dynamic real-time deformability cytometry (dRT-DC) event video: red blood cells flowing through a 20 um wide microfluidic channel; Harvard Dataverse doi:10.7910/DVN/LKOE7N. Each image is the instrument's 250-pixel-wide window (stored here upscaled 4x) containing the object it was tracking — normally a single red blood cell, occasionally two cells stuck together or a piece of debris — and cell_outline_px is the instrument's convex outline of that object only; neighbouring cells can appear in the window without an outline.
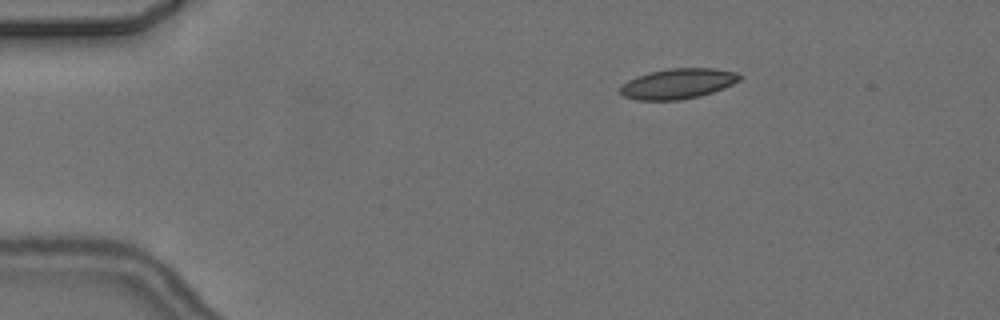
{"species": "common noctule bat (a hibernating species)", "species_latin": "Nyctalus noctula", "temperature_condition": "cold", "stored_images_in_passage": 5, "camera_frame_rate_fps": 3000, "um_per_image_px": 0.085, "animal": {"sex": "female", "body_mass_g": 24.6, "forearm_length_mm": 56.2}, "frame": {"image": 1, "passage_image": 2, "time_ms": 1.333, "image_size_px": [1000, 320], "cell_outline_px": [[744, 76], [740, 80], [724, 88], [700, 96], [680, 100], [636, 100], [624, 96], [620, 92], [620, 88], [628, 80], [636, 76], [648, 72], [668, 68], [716, 68], [736, 72]], "centroid_in_image_um": [57.64, 7.1], "position_along_channel_um": 27.4, "area_um2": 21.21}}